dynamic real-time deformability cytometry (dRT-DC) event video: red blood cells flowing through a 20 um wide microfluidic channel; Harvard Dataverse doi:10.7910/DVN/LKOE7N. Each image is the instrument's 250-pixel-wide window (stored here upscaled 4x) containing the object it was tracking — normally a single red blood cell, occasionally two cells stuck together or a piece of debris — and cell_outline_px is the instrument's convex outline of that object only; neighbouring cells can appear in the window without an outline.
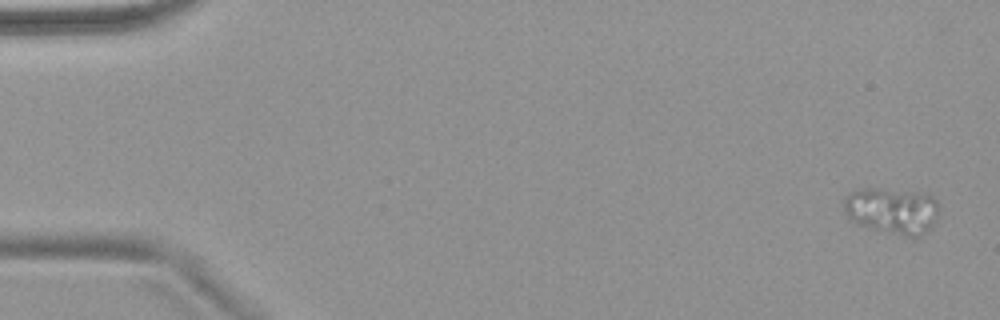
{"species": "common noctule bat (a hibernating species)", "species_latin": "Nyctalus noctula", "temperature_condition": "warm", "stored_images_in_passage": 6, "camera_frame_rate_fps": 3000, "um_per_image_px": 0.085, "animal": {"sex": "female", "body_mass_g": 18.4}, "frame": {"image": 1, "passage_image": 1, "time_ms": 0.0, "image_size_px": [1000, 320], "cell_outline_px": [[936, 216], [932, 224], [920, 236], [908, 236], [872, 228], [860, 224], [848, 216], [844, 208], [844, 200], [852, 192], [860, 188], [880, 188], [916, 192], [932, 196], [936, 200]], "centroid_in_image_um": [75.81, 17.87], "position_along_channel_um": 9.2, "area_um2": 24.85}}
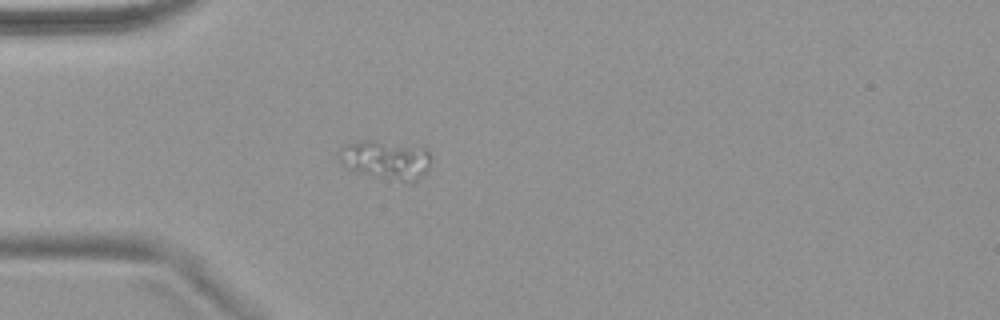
{"frame": {"image": 2, "passage_image": 5, "time_ms": 4.667, "image_size_px": [1000, 320], "cell_outline_px": [[428, 168], [412, 184], [408, 184], [348, 168], [340, 160], [340, 148], [344, 144], [364, 140], [372, 140], [424, 144], [428, 148]], "centroid_in_image_um": [32.88, 13.53], "position_along_channel_um": 52.1, "area_um2": 21.04}}